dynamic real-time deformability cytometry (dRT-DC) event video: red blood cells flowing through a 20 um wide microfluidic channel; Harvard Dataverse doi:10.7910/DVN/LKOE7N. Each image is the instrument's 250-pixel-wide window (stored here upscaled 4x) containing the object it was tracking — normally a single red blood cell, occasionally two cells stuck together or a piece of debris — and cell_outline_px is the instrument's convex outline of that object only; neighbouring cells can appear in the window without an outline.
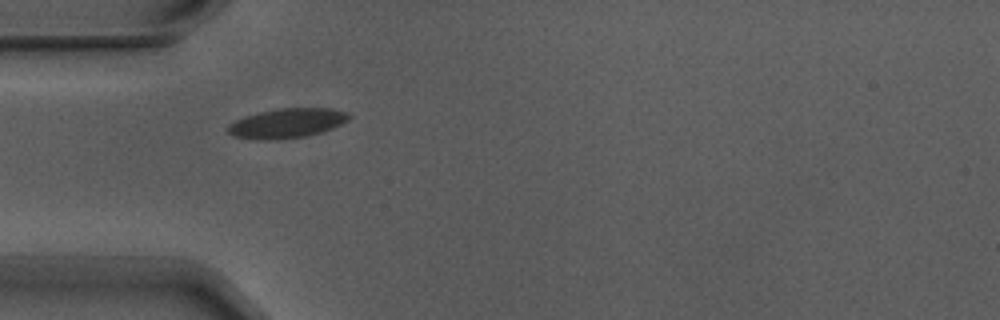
{"species": "Egyptian fruit bat (a non-hibernating species)", "species_latin": "Rousettus aegyptiacus", "temperature_condition": "warm", "stored_images_in_passage": 3, "camera_frame_rate_fps": 3000, "um_per_image_px": 0.085, "animal": {"sex": "male"}, "frame": {"image": 1, "passage_image": 2, "time_ms": 0.333, "image_size_px": [1000, 320], "cell_outline_px": [[352, 116], [348, 120], [332, 128], [320, 132], [304, 136], [276, 140], [264, 140], [232, 136], [228, 132], [228, 124], [236, 120], [260, 112], [280, 108], [328, 108], [348, 112]], "centroid_in_image_um": [24.41, 10.47], "position_along_channel_um": 60.6, "area_um2": 20.63}}